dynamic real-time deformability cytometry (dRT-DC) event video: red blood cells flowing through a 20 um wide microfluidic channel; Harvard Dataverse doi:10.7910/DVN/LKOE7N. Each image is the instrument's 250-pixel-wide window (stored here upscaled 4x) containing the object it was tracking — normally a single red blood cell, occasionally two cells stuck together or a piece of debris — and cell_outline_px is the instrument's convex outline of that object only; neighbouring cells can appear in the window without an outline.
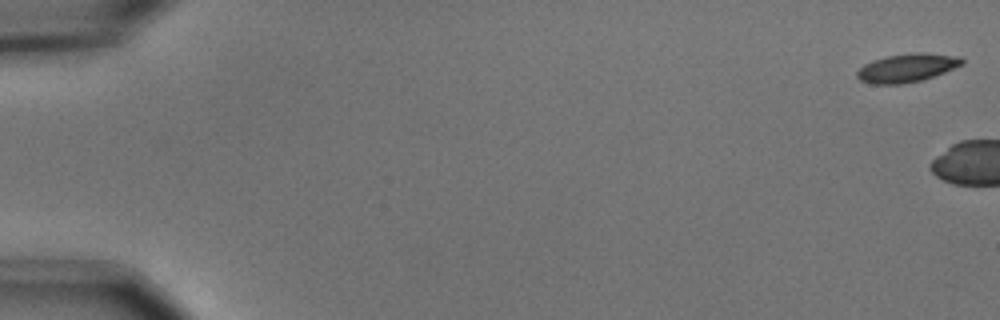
{"species": "common noctule bat (a hibernating species)", "species_latin": "Nyctalus noctula", "temperature_condition": "cold", "stored_images_in_passage": 5, "camera_frame_rate_fps": 3000, "um_per_image_px": 0.085, "animal": {"sex": "male", "body_mass_g": 15.6}, "frame": {"image": 1, "passage_image": 1, "time_ms": 0.0, "image_size_px": [1000, 320], "cell_outline_px": [[964, 64], [924, 80], [900, 84], [872, 84], [860, 80], [856, 76], [856, 72], [864, 64], [872, 60], [884, 56], [912, 52], [920, 52], [960, 56], [964, 60]], "centroid_in_image_um": [77.09, 5.76], "position_along_channel_um": 7.9, "area_um2": 17.63}}